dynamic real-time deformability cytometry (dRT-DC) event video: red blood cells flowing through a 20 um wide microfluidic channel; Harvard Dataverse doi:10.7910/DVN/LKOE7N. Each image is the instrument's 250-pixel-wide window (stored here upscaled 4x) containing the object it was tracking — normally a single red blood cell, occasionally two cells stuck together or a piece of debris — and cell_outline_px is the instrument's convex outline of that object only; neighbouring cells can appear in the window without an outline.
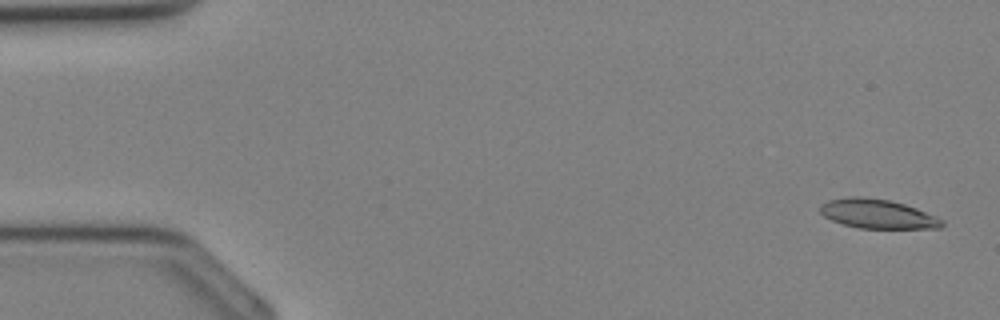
{"species": "Egyptian fruit bat (a non-hibernating species)", "species_latin": "Rousettus aegyptiacus", "temperature_condition": "cold", "stored_images_in_passage": 34, "camera_frame_rate_fps": 3000, "um_per_image_px": 0.085, "animal": {"sex": "female"}, "frame": {"image": 1, "passage_image": 1, "time_ms": 0.0, "image_size_px": [1000, 320], "cell_outline_px": [[944, 224], [940, 228], [860, 228], [844, 224], [832, 220], [824, 216], [820, 212], [820, 204], [828, 200], [848, 196], [860, 196], [888, 200], [904, 204], [916, 208], [936, 216], [944, 220]], "centroid_in_image_um": [74.58, 18.17], "position_along_channel_um": 10.4, "area_um2": 20.69}}
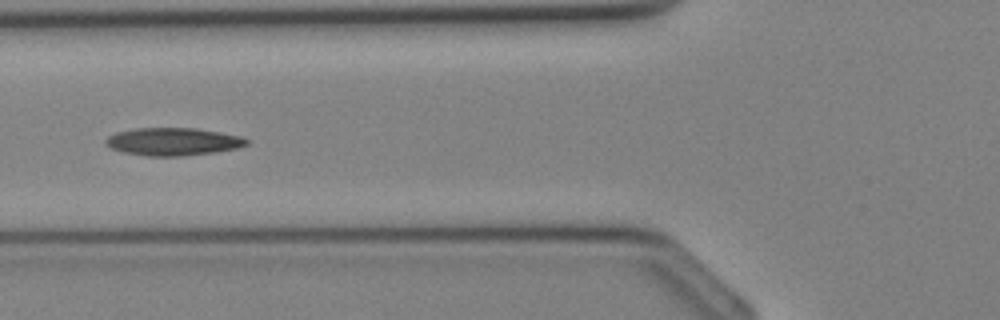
{"frame": {"image": 2, "passage_image": 13, "time_ms": 4.0, "image_size_px": [1000, 320], "cell_outline_px": [[248, 144], [236, 148], [212, 152], [184, 156], [148, 156], [124, 152], [112, 148], [104, 144], [104, 140], [108, 136], [116, 132], [136, 128], [196, 128], [220, 132], [240, 136], [248, 140]], "centroid_in_image_um": [14.67, 12.03], "position_along_channel_um": 111.1, "area_um2": 22.66}}
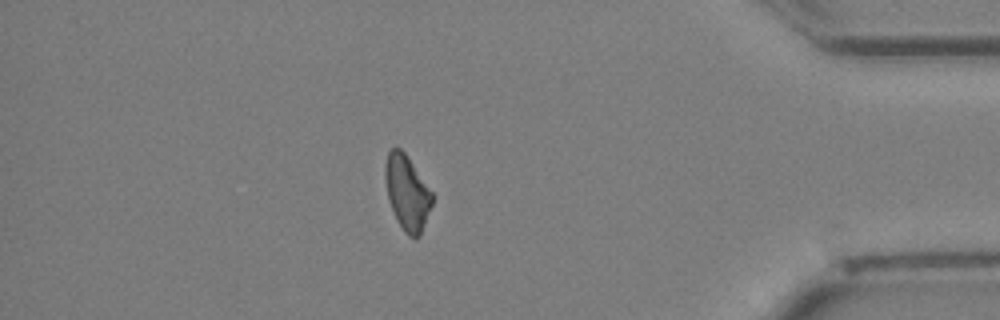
{"frame": {"image": 3, "passage_image": 30, "time_ms": 9.667, "image_size_px": [1000, 320], "cell_outline_px": [[432, 204], [420, 236], [416, 240], [408, 236], [404, 232], [396, 220], [388, 200], [384, 176], [384, 164], [388, 152], [392, 148], [400, 148], [404, 152], [432, 192]], "centroid_in_image_um": [34.57, 16.41], "position_along_channel_um": 400.6, "area_um2": 20.52}}